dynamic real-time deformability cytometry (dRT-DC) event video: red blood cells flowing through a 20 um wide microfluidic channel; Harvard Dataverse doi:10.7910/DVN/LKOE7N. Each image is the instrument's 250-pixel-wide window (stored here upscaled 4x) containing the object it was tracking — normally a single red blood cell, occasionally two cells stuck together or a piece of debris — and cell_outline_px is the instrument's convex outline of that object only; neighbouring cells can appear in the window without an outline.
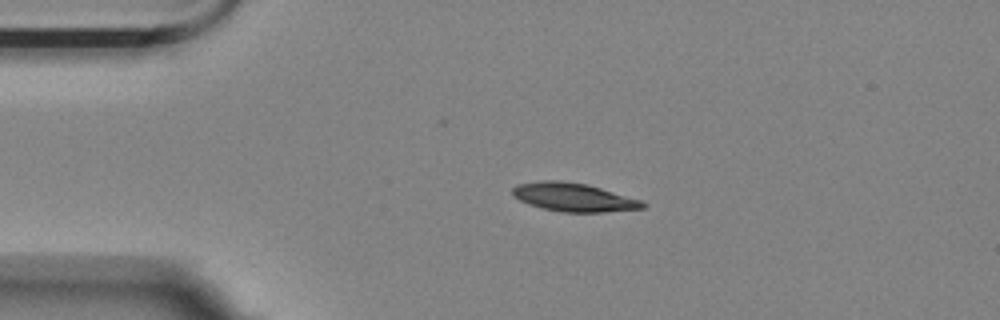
{"species": "Egyptian fruit bat (a non-hibernating species)", "species_latin": "Rousettus aegyptiacus", "temperature_condition": "room temperature", "stored_images_in_passage": 2, "camera_frame_rate_fps": 3000, "um_per_image_px": 0.085, "animal": {"sex": "female"}, "frame": {"image": 1, "passage_image": 1, "time_ms": 0.0, "image_size_px": [1000, 320], "cell_outline_px": [[648, 204], [644, 208], [604, 212], [564, 212], [544, 208], [528, 204], [512, 196], [512, 188], [516, 184], [540, 180], [560, 180], [588, 184], [640, 200]], "centroid_in_image_um": [48.73, 16.75], "position_along_channel_um": 36.3, "area_um2": 21.62}}